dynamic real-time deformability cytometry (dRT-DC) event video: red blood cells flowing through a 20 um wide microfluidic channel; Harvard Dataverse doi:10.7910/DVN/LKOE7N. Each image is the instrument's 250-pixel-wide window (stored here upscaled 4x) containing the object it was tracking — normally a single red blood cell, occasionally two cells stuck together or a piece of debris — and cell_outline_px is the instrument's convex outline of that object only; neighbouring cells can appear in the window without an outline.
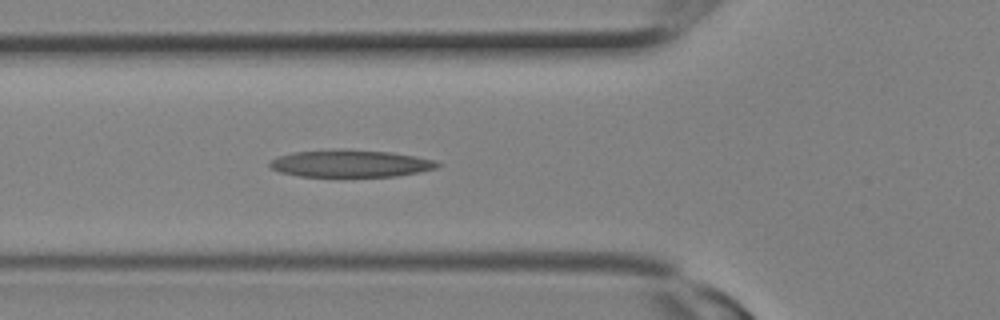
{"species": "Egyptian fruit bat (a non-hibernating species)", "species_latin": "Rousettus aegyptiacus", "temperature_condition": "room temperature", "stored_images_in_passage": 9, "camera_frame_rate_fps": 3000, "um_per_image_px": 0.085, "animal": {"sex": "female"}, "frame": {"image": 1, "passage_image": 9, "time_ms": 2.667, "image_size_px": [1000, 320], "cell_outline_px": [[444, 164], [440, 168], [396, 176], [300, 176], [280, 172], [272, 168], [268, 164], [272, 160], [280, 156], [292, 152], [392, 152], [416, 156], [436, 160]], "centroid_in_image_um": [29.91, 13.94], "position_along_channel_um": 95.9, "area_um2": 25.43}}